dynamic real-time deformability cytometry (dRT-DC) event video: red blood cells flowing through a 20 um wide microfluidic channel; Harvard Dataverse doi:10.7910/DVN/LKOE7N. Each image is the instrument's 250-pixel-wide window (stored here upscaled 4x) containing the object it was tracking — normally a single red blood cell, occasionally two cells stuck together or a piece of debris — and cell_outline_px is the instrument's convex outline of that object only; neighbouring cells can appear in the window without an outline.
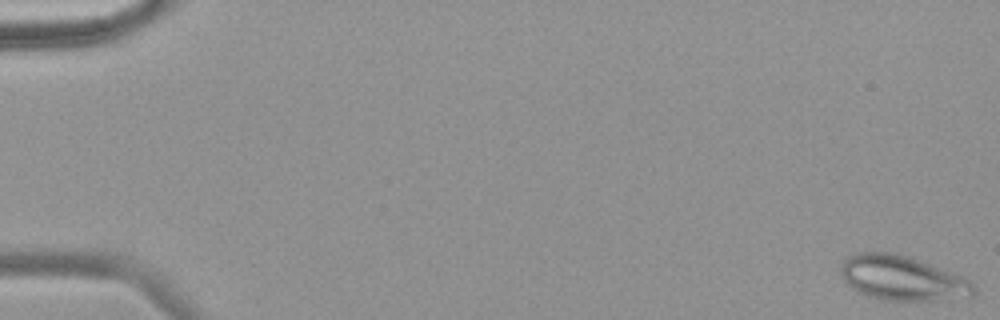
{"species": "common noctule bat (a hibernating species)", "species_latin": "Nyctalus noctula", "temperature_condition": "warm", "stored_images_in_passage": 58, "camera_frame_rate_fps": 3000, "um_per_image_px": 0.085, "animal": {"sex": "female", "body_mass_g": 18.4}, "frame": {"image": 1, "passage_image": 1, "time_ms": 0.0, "image_size_px": [1000, 320], "cell_outline_px": [[976, 292], [972, 300], [884, 300], [868, 296], [856, 292], [840, 276], [840, 268], [844, 260], [848, 256], [860, 252], [900, 252], [960, 276], [976, 284]], "centroid_in_image_um": [76.75, 23.66], "position_along_channel_um": 8.3, "area_um2": 35.32}}
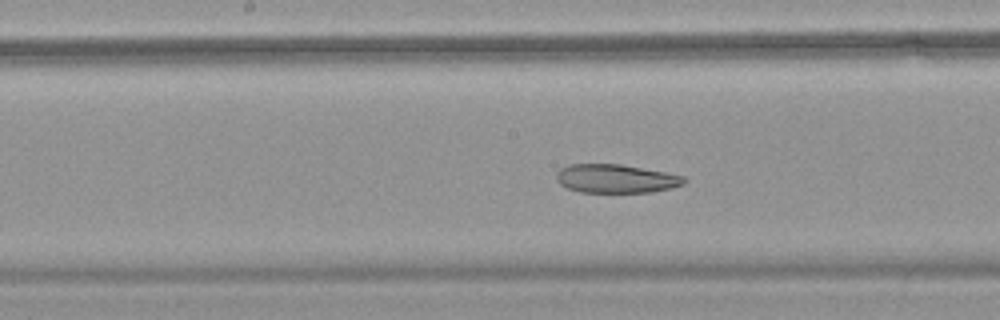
{"frame": {"image": 2, "passage_image": 31, "time_ms": 10.0, "image_size_px": [1000, 320], "cell_outline_px": [[688, 180], [684, 184], [672, 188], [652, 192], [580, 192], [568, 188], [560, 184], [556, 180], [556, 172], [560, 168], [568, 164], [620, 164], [664, 172], [684, 176]], "centroid_in_image_um": [52.35, 15.18], "position_along_channel_um": 195.9, "area_um2": 21.39}}
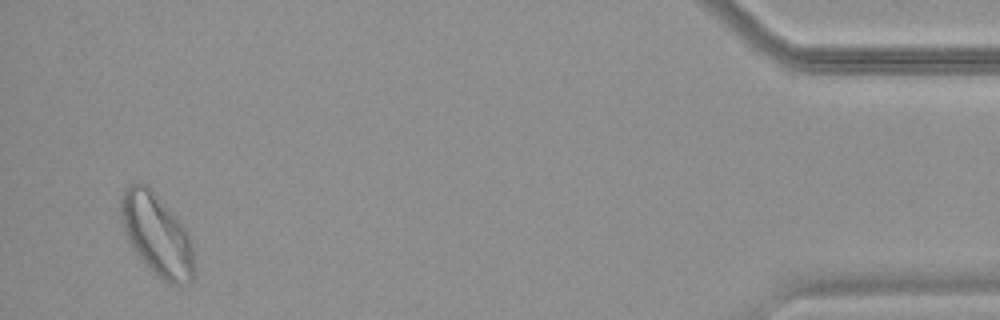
{"frame": {"image": 3, "passage_image": 56, "time_ms": 18.333, "image_size_px": [1000, 320], "cell_outline_px": [[196, 272], [192, 280], [188, 284], [168, 284], [132, 248], [128, 240], [120, 216], [120, 196], [124, 188], [132, 184], [148, 184], [176, 216], [188, 232], [192, 244]], "centroid_in_image_um": [13.36, 19.92], "position_along_channel_um": 421.8, "area_um2": 34.8}, "authors_computed_cell_mechanics": {"area_um2": 29.7381, "velocity_mm_per_s": 3.5546, "shape_relaxation_time_tau1_ms": null, "shape_relaxation_time_tau2_ms": 5.0561, "deformation_change_tau1": null, "deformation_change_tau2": 0.1059}}